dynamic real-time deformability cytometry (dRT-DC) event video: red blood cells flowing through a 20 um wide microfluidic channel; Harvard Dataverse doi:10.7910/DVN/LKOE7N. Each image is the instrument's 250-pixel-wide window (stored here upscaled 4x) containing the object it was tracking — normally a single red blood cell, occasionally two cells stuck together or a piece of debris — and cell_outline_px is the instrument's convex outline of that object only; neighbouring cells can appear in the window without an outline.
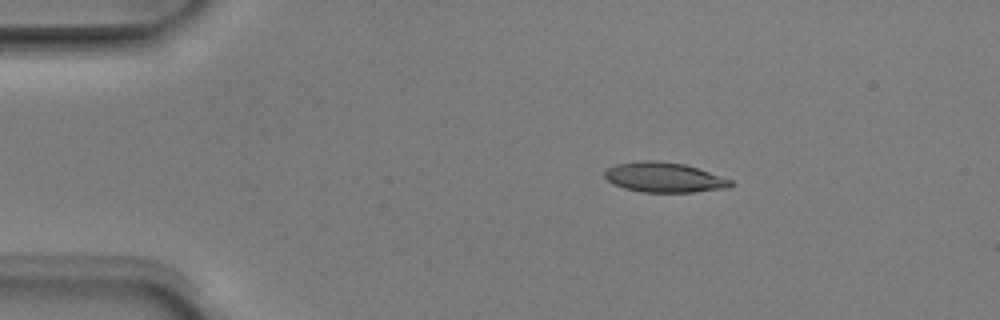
{"species": "Egyptian fruit bat (a non-hibernating species)", "species_latin": "Rousettus aegyptiacus", "temperature_condition": "room temperature", "stored_images_in_passage": 8, "camera_frame_rate_fps": 3000, "um_per_image_px": 0.085, "animal": {"sex": "male"}, "frame": {"image": 1, "passage_image": 2, "time_ms": 0.333, "image_size_px": [1000, 320], "cell_outline_px": [[732, 184], [728, 188], [692, 192], [640, 192], [624, 188], [612, 184], [604, 176], [604, 172], [608, 168], [616, 164], [640, 160], [656, 160], [684, 164], [732, 180]], "centroid_in_image_um": [56.4, 15.08], "position_along_channel_um": 28.6, "area_um2": 21.91}}
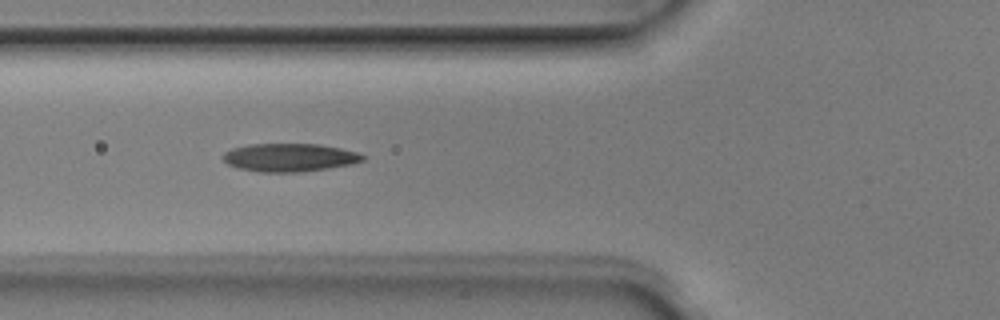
{"frame": {"image": 2, "passage_image": 5, "time_ms": 1.333, "image_size_px": [1000, 320], "cell_outline_px": [[368, 156], [364, 160], [352, 164], [328, 168], [300, 172], [260, 172], [236, 168], [228, 164], [220, 156], [224, 152], [232, 148], [248, 144], [320, 144], [340, 148], [356, 152]], "centroid_in_image_um": [24.59, 13.38], "position_along_channel_um": 101.2, "area_um2": 23.12}}
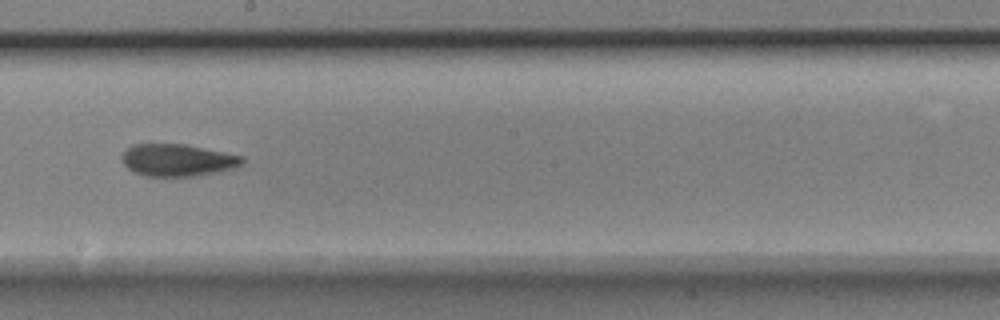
{"frame": {"image": 3, "passage_image": 8, "time_ms": 2.333, "image_size_px": [1000, 320], "cell_outline_px": [[244, 164], [220, 172], [192, 176], [144, 176], [132, 172], [120, 160], [120, 156], [132, 144], [184, 144], [244, 156]], "centroid_in_image_um": [15.08, 13.61], "position_along_channel_um": 233.1, "area_um2": 22.72}}